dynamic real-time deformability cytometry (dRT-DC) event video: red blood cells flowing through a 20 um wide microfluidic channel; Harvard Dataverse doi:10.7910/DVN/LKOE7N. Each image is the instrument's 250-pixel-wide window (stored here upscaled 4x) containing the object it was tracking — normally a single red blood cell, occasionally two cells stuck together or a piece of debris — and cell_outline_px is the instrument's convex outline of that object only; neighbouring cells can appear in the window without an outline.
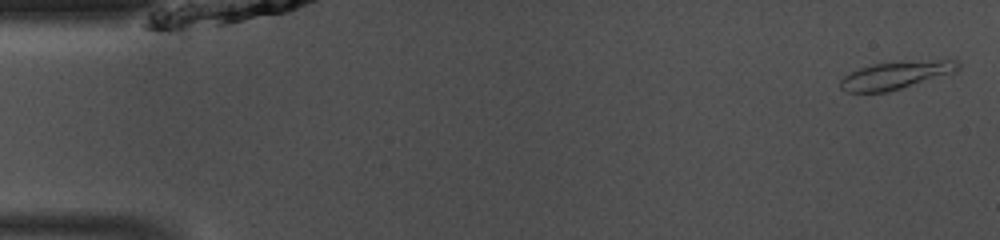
{"species": "common noctule bat (a hibernating species)", "species_latin": "Nyctalus noctula", "temperature_condition": "room temperature", "stored_images_in_passage": 47, "camera_frame_rate_fps": 3000, "um_per_image_px": 0.085, "animal": {"sex": "male", "body_mass_g": 13.0, "forearm_length_mm": 53.1}, "frame": {"image": 1, "passage_image": 1, "time_ms": 0.0, "image_size_px": [1000, 240], "cell_outline_px": [[960, 68], [952, 72], [888, 92], [848, 92], [840, 88], [840, 80], [844, 76], [860, 68], [872, 64], [900, 60], [956, 60], [960, 64]], "centroid_in_image_um": [76.11, 6.37], "position_along_channel_um": 8.9, "area_um2": 18.84}}
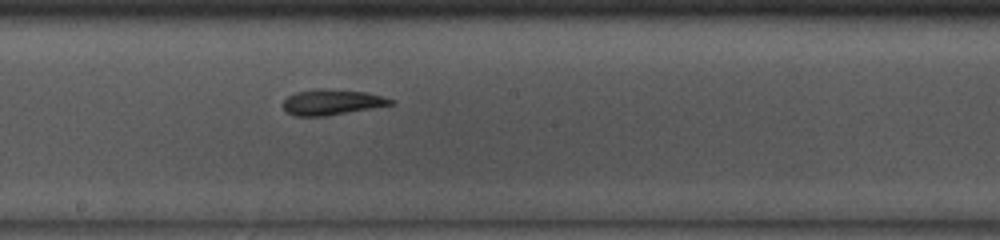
{"frame": {"image": 2, "passage_image": 25, "time_ms": 8.0, "image_size_px": [1000, 240], "cell_outline_px": [[396, 104], [324, 116], [296, 116], [288, 112], [284, 108], [284, 100], [288, 96], [296, 92], [316, 88], [324, 88], [368, 92], [396, 100]], "centroid_in_image_um": [28.26, 8.67], "position_along_channel_um": 219.9, "area_um2": 16.07}}
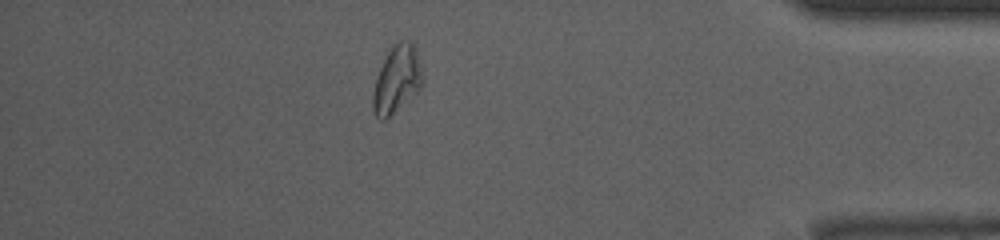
{"frame": {"image": 3, "passage_image": 41, "time_ms": 13.333, "image_size_px": [1000, 240], "cell_outline_px": [[424, 84], [416, 92], [384, 120], [380, 120], [372, 112], [372, 96], [376, 76], [392, 44], [400, 40], [408, 40], [416, 44], [424, 76]], "centroid_in_image_um": [33.75, 6.69], "position_along_channel_um": 401.4, "area_um2": 19.71}, "authors_computed_cell_mechanics": {"area_um2": 17.1666, "velocity_mm_per_s": 4.1285, "shape_relaxation_time_tau1_ms": 6.9764, "shape_relaxation_time_tau2_ms": 2.4169, "deformation_change_tau1": 0.2223, "deformation_change_tau2": 0.0952}}